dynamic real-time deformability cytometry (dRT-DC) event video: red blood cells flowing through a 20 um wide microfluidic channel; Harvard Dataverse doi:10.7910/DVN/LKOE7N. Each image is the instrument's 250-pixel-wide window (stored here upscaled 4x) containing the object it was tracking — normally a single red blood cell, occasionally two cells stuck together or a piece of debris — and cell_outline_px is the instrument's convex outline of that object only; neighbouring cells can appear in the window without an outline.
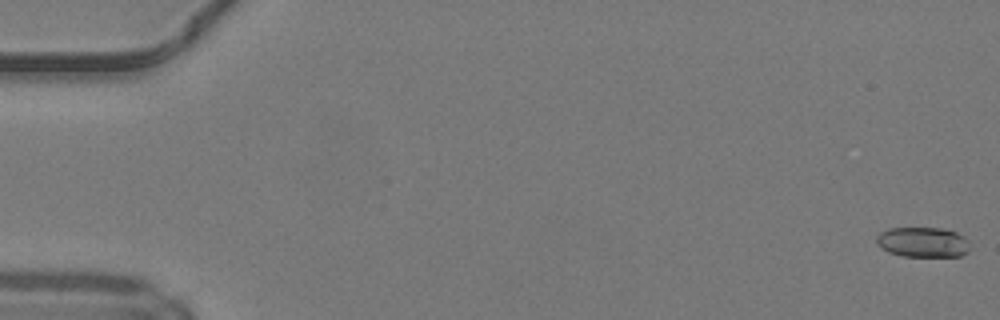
{"species": "common noctule bat (a hibernating species)", "species_latin": "Nyctalus noctula", "temperature_condition": "warm", "stored_images_in_passage": 50, "camera_frame_rate_fps": 3000, "um_per_image_px": 0.085, "animal": {"sex": "male", "body_mass_g": 19.2, "forearm_length_mm": 51.8}, "frame": {"image": 1, "passage_image": 1, "time_ms": 0.0, "image_size_px": [1000, 320], "cell_outline_px": [[968, 252], [960, 256], [904, 256], [888, 252], [876, 244], [876, 236], [880, 232], [888, 228], [944, 228], [956, 232], [964, 236], [968, 240]], "centroid_in_image_um": [78.43, 20.57], "position_along_channel_um": 6.6, "area_um2": 16.47}}
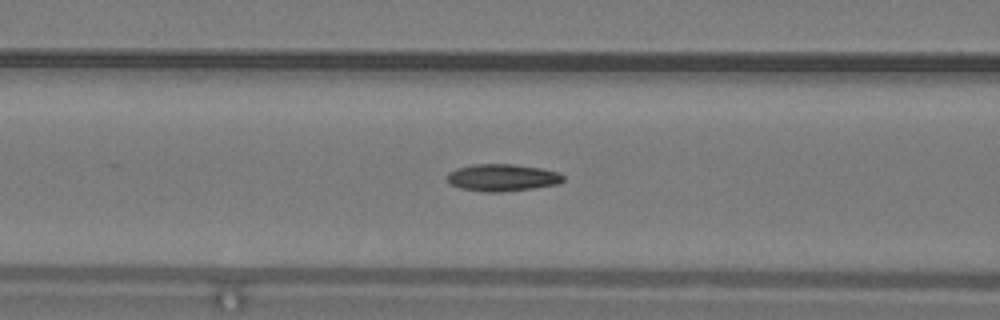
{"frame": {"image": 2, "passage_image": 21, "time_ms": 6.667, "image_size_px": [1000, 320], "cell_outline_px": [[564, 180], [556, 184], [532, 188], [500, 192], [484, 192], [460, 188], [452, 184], [444, 176], [448, 172], [456, 168], [472, 164], [512, 164], [540, 168], [560, 172], [564, 176]], "centroid_in_image_um": [42.66, 15.09], "position_along_channel_um": 123.9, "area_um2": 18.38}}
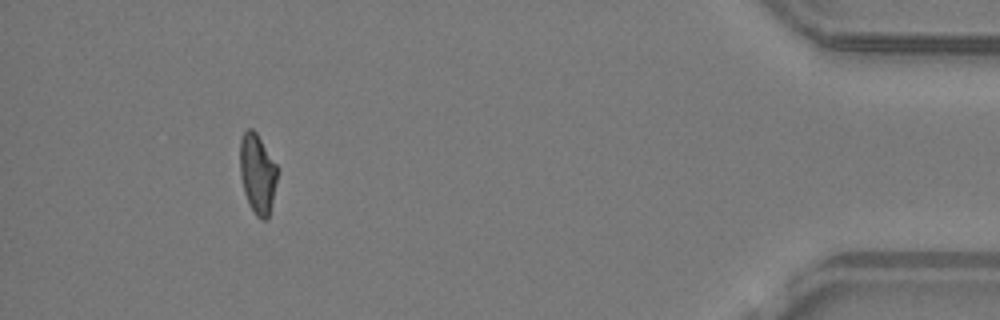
{"frame": {"image": 3, "passage_image": 46, "time_ms": 15.0, "image_size_px": [1000, 320], "cell_outline_px": [[276, 180], [268, 220], [260, 220], [256, 216], [248, 204], [244, 192], [240, 176], [240, 140], [244, 132], [248, 128], [252, 128], [256, 132], [276, 164]], "centroid_in_image_um": [21.85, 14.78], "position_along_channel_um": 413.3, "area_um2": 17.22}, "authors_computed_cell_mechanics": {"area_um2": 17.6579, "velocity_mm_per_s": 4.2406, "shape_relaxation_time_tau1_ms": null, "shape_relaxation_time_tau2_ms": 5.9071, "deformation_change_tau1": null, "deformation_change_tau2": 0.1299}}